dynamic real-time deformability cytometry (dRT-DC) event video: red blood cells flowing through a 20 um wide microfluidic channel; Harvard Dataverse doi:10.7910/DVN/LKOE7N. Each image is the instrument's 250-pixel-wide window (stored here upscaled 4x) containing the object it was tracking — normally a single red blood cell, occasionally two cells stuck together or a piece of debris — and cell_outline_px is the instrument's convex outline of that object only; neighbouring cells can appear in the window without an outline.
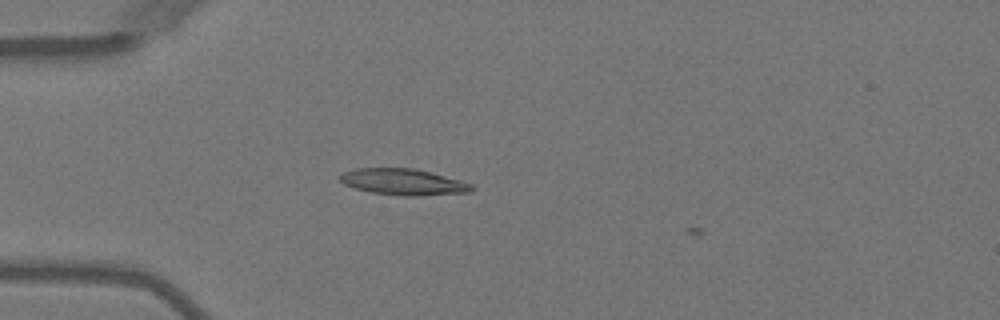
{"species": "Egyptian fruit bat (a non-hibernating species)", "species_latin": "Rousettus aegyptiacus", "temperature_condition": "warm", "stored_images_in_passage": 4, "camera_frame_rate_fps": 3000, "um_per_image_px": 0.085, "animal": {"sex": "female"}, "frame": {"image": 1, "passage_image": 2, "time_ms": 0.333, "image_size_px": [1000, 320], "cell_outline_px": [[476, 188], [472, 192], [416, 196], [404, 196], [372, 192], [356, 188], [344, 184], [340, 180], [340, 176], [344, 172], [356, 168], [412, 168], [460, 180], [472, 184]], "centroid_in_image_um": [34.31, 15.47], "position_along_channel_um": 50.7, "area_um2": 19.94}}